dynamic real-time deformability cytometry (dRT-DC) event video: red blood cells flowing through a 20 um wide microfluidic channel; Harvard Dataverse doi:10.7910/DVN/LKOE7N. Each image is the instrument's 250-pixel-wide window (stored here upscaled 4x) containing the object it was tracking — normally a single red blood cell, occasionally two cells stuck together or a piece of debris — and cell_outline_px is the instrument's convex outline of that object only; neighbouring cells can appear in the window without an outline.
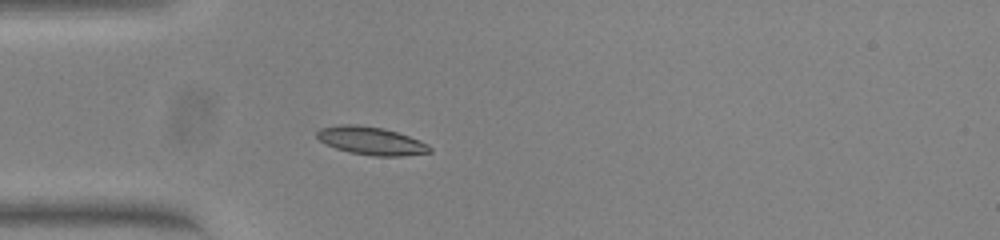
{"species": "common noctule bat (a hibernating species)", "species_latin": "Nyctalus noctula", "temperature_condition": "warm", "stored_images_in_passage": 39, "camera_frame_rate_fps": 3000, "um_per_image_px": 0.085, "animal": {"sex": "female", "body_mass_g": 23.0, "forearm_length_mm": 53.4}, "frame": {"image": 1, "passage_image": 1, "time_ms": 0.0, "image_size_px": [1000, 240], "cell_outline_px": [[432, 152], [400, 156], [372, 156], [352, 152], [336, 148], [320, 140], [316, 136], [316, 132], [320, 128], [344, 124], [356, 124], [384, 128], [408, 136], [428, 144], [432, 148]], "centroid_in_image_um": [31.56, 11.96], "position_along_channel_um": 53.4, "area_um2": 18.21}}
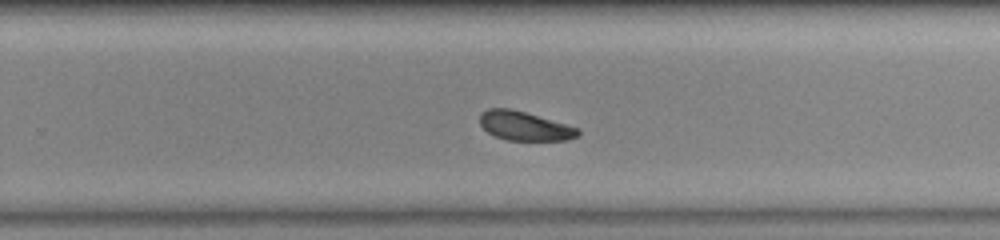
{"frame": {"image": 2, "passage_image": 20, "time_ms": 6.333, "image_size_px": [1000, 240], "cell_outline_px": [[580, 136], [568, 140], [508, 140], [496, 136], [488, 132], [480, 124], [480, 116], [488, 108], [508, 108], [524, 112], [580, 128]], "centroid_in_image_um": [44.63, 10.72], "position_along_channel_um": 285.2, "area_um2": 16.42}}
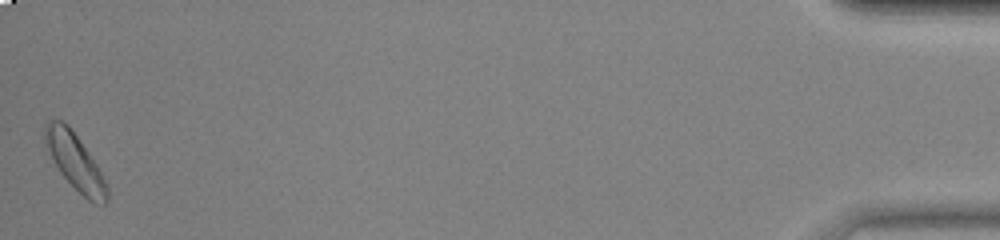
{"frame": {"image": 3, "passage_image": 39, "time_ms": 12.667, "image_size_px": [1000, 240], "cell_outline_px": [[108, 200], [104, 204], [96, 204], [88, 200], [60, 172], [48, 148], [44, 136], [44, 124], [52, 120], [60, 120], [68, 124], [88, 152], [96, 164], [108, 188]], "centroid_in_image_um": [6.4, 13.74], "position_along_channel_um": 428.8, "area_um2": 19.54}, "authors_computed_cell_mechanics": {"area_um2": 17.6868, "velocity_mm_per_s": 3.7953, "shape_relaxation_time_tau1_ms": 1.5855, "shape_relaxation_time_tau2_ms": null, "deformation_change_tau1": 0.0882, "deformation_change_tau2": null}}